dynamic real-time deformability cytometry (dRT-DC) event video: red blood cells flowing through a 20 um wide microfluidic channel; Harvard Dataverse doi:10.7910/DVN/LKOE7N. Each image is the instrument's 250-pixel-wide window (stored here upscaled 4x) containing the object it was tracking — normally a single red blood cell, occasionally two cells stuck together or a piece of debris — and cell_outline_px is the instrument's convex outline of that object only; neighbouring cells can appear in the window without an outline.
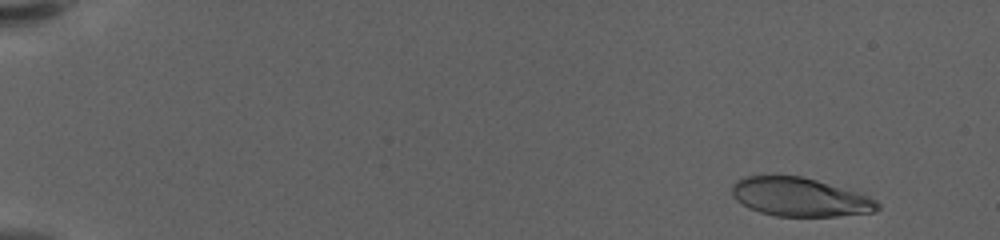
{"species": "human", "species_latin": "Homo sapiens", "temperature_condition": "warm", "stored_images_in_passage": 14, "camera_frame_rate_fps": 3000, "um_per_image_px": 0.085, "donor": {"sex": "female"}, "frame": {"image": 1, "passage_image": 2, "time_ms": 0.333, "image_size_px": [1000, 240], "cell_outline_px": [[880, 208], [876, 212], [836, 216], [776, 216], [760, 212], [748, 208], [736, 200], [732, 196], [732, 184], [736, 180], [744, 176], [776, 172], [800, 176], [816, 180], [856, 192], [868, 196], [876, 200], [880, 204]], "centroid_in_image_um": [67.91, 16.71], "position_along_channel_um": 17.1, "area_um2": 33.52}}
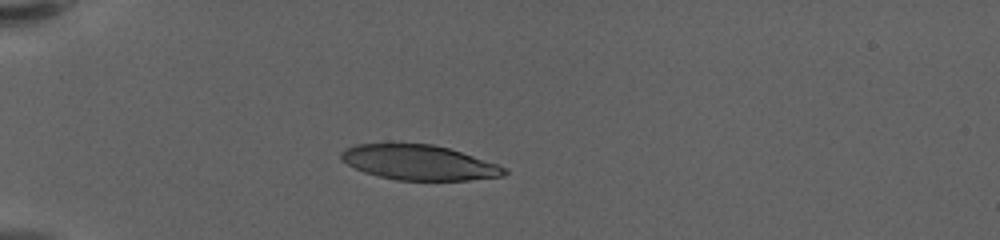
{"frame": {"image": 2, "passage_image": 12, "time_ms": 3.667, "image_size_px": [1000, 240], "cell_outline_px": [[508, 172], [504, 176], [468, 180], [396, 180], [364, 172], [340, 160], [340, 152], [344, 148], [356, 144], [432, 144], [448, 148], [508, 168]], "centroid_in_image_um": [35.59, 13.82], "position_along_channel_um": 49.4, "area_um2": 33.0}}